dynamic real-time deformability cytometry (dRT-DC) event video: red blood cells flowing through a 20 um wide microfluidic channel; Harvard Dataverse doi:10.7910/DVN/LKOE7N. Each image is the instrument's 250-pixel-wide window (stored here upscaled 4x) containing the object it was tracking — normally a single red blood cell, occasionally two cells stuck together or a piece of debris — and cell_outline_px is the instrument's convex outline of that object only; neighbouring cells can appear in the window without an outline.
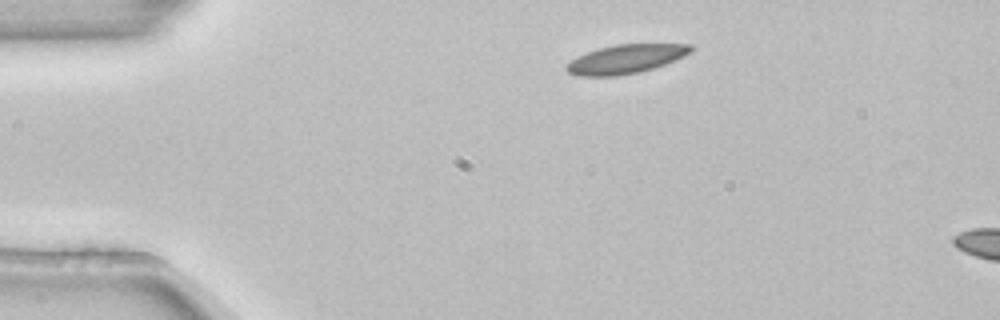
{"species": "common noctule bat (a hibernating species)", "species_latin": "Nyctalus noctula", "temperature_condition": "room temperature", "stored_images_in_passage": 3, "segment_of_instrument_passage": [1, 2], "camera_frame_rate_fps": 3000, "um_per_image_px": 0.085, "animal": {"sex": "female", "body_mass_g": 22.7, "forearm_length_mm": 54.2}, "frame": {"image": 1, "passage_image": 1, "time_ms": 0.0, "image_size_px": [1000, 320], "cell_outline_px": [[692, 52], [684, 56], [664, 64], [640, 72], [616, 76], [580, 76], [568, 72], [564, 68], [576, 56], [600, 48], [616, 44], [692, 44]], "centroid_in_image_um": [53.19, 5.02], "position_along_channel_um": 31.8, "area_um2": 20.75}}